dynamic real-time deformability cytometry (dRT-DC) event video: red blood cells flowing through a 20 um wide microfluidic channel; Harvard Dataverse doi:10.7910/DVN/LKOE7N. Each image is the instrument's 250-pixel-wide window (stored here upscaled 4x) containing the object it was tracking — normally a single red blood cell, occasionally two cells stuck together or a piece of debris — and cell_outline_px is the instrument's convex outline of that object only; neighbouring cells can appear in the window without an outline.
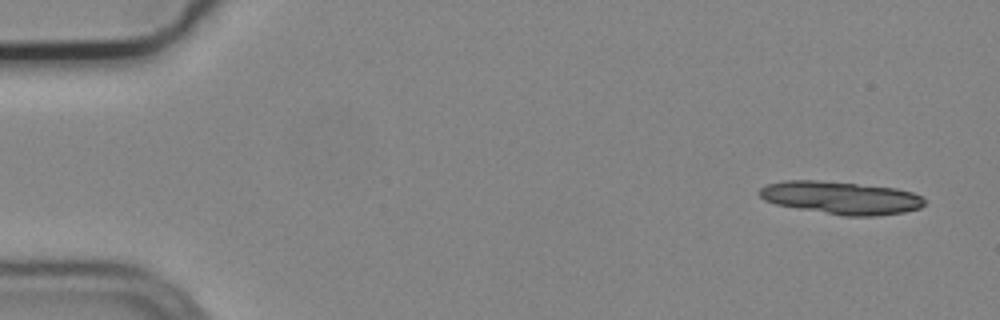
{"species": "common noctule bat (a hibernating species)", "species_latin": "Nyctalus noctula", "temperature_condition": "cold", "stored_images_in_passage": 7, "camera_frame_rate_fps": 3000, "um_per_image_px": 0.085, "animal": {"sex": "male", "body_mass_g": 19.2, "forearm_length_mm": 51.8}, "frame": {"image": 1, "passage_image": 1, "time_ms": 0.0, "image_size_px": [1000, 320], "cell_outline_px": [[924, 204], [920, 208], [904, 212], [876, 216], [844, 216], [776, 204], [764, 200], [756, 192], [760, 188], [768, 184], [784, 180], [820, 180], [896, 188], [912, 192], [924, 196]], "centroid_in_image_um": [71.49, 16.8], "position_along_channel_um": 13.5, "area_um2": 31.56}}
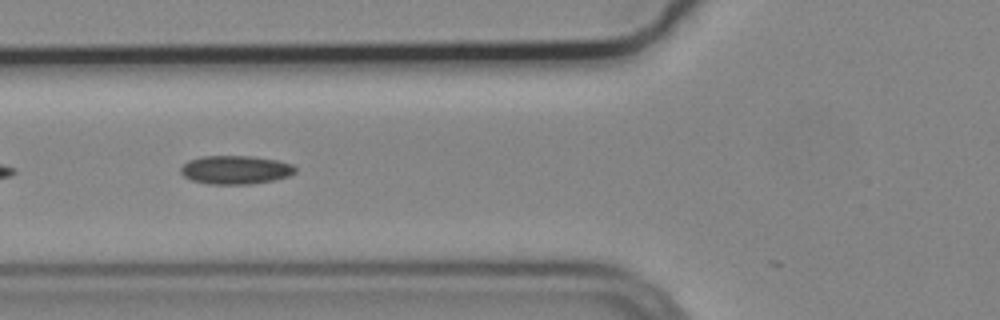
{"frame": {"image": 2, "passage_image": 6, "time_ms": 1.667, "image_size_px": [1000, 320], "cell_outline_px": [[296, 172], [288, 176], [272, 180], [252, 184], [208, 184], [192, 180], [184, 176], [180, 172], [180, 168], [188, 160], [200, 156], [252, 156], [276, 160], [292, 164], [296, 168]], "centroid_in_image_um": [20.0, 14.43], "position_along_channel_um": 105.8, "area_um2": 19.07}}
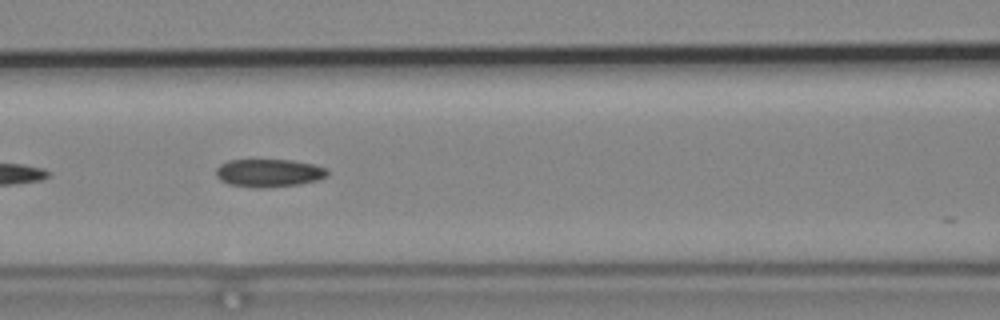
{"frame": {"image": 3, "passage_image": 7, "time_ms": 2.0, "image_size_px": [1000, 320], "cell_outline_px": [[328, 176], [316, 180], [300, 184], [260, 188], [256, 188], [228, 184], [220, 180], [216, 176], [216, 168], [220, 164], [228, 160], [292, 160], [316, 164], [328, 168]], "centroid_in_image_um": [22.86, 14.69], "position_along_channel_um": 143.7, "area_um2": 18.32}}